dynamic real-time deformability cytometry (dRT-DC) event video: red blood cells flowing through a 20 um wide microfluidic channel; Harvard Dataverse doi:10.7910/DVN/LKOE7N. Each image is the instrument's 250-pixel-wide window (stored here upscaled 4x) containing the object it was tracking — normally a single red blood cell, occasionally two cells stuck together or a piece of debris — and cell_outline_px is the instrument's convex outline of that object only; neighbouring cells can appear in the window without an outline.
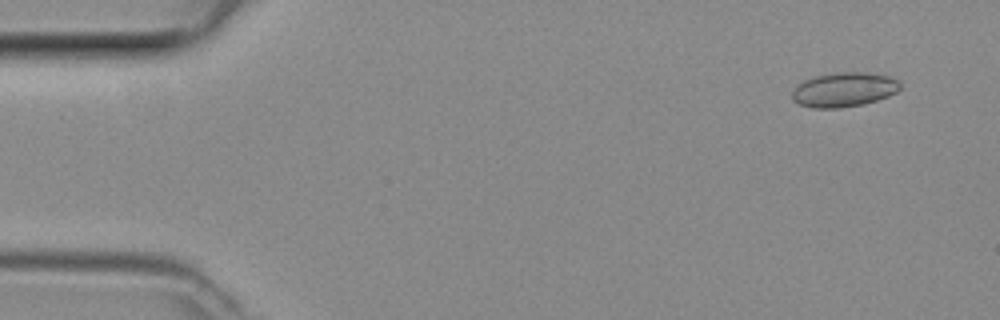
{"species": "common noctule bat (a hibernating species)", "species_latin": "Nyctalus noctula", "temperature_condition": "room temperature", "stored_images_in_passage": 48, "camera_frame_rate_fps": 3000, "um_per_image_px": 0.085, "animal": {"sex": "female", "body_mass_g": 29.2, "forearm_length_mm": 56.3}, "frame": {"image": 1, "passage_image": 4, "time_ms": 1.0, "image_size_px": [1000, 320], "cell_outline_px": [[900, 88], [896, 92], [888, 96], [864, 104], [836, 108], [812, 108], [800, 104], [792, 100], [792, 92], [804, 80], [816, 76], [840, 72], [868, 72], [888, 76], [900, 80]], "centroid_in_image_um": [71.76, 7.62], "position_along_channel_um": 13.2, "area_um2": 21.56}}
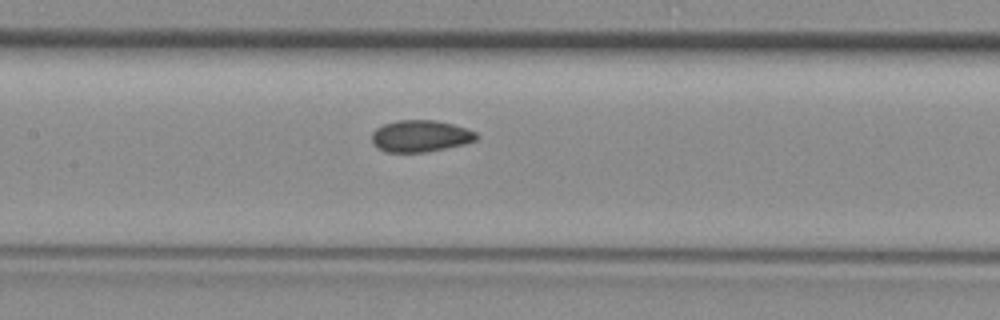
{"frame": {"image": 2, "passage_image": 23, "time_ms": 7.333, "image_size_px": [1000, 320], "cell_outline_px": [[480, 136], [476, 140], [464, 144], [424, 152], [388, 152], [376, 148], [372, 144], [372, 132], [376, 128], [384, 124], [400, 120], [436, 120], [452, 124], [476, 132]], "centroid_in_image_um": [35.71, 11.56], "position_along_channel_um": 171.7, "area_um2": 19.31}}
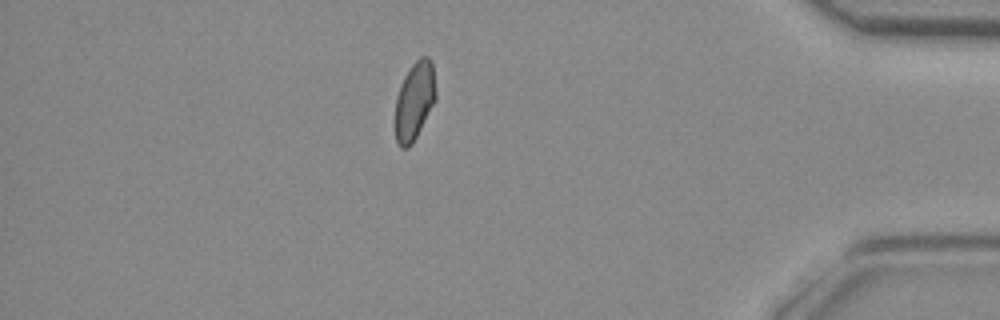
{"frame": {"image": 3, "passage_image": 42, "time_ms": 13.667, "image_size_px": [1000, 320], "cell_outline_px": [[436, 100], [412, 144], [408, 148], [400, 148], [396, 140], [396, 96], [400, 84], [404, 76], [412, 64], [420, 56], [428, 56], [432, 60], [436, 92]], "centroid_in_image_um": [35.24, 8.55], "position_along_channel_um": 400.0, "area_um2": 18.55}}